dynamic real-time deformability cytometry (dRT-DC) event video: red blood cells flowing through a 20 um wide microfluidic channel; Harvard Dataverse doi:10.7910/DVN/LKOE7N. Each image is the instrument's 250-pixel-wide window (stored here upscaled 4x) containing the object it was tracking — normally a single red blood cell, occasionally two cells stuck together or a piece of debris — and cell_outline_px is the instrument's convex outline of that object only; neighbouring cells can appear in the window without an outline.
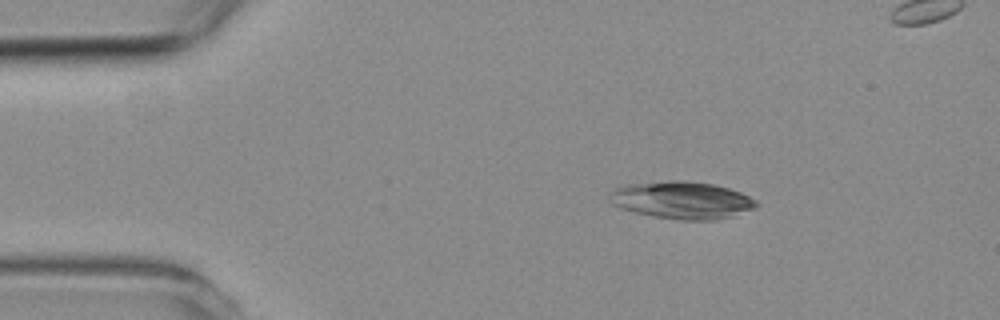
{"species": "common noctule bat (a hibernating species)", "species_latin": "Nyctalus noctula", "temperature_condition": "room temperature", "stored_images_in_passage": 8, "camera_frame_rate_fps": 3000, "um_per_image_px": 0.085, "animal": {"sex": "female", "body_mass_g": 19.3, "forearm_length_mm": 54.1}, "frame": {"image": 1, "passage_image": 3, "time_ms": 2.333, "image_size_px": [1000, 320], "cell_outline_px": [[760, 204], [752, 208], [732, 216], [712, 220], [680, 220], [652, 216], [620, 208], [612, 204], [608, 200], [608, 196], [612, 188], [628, 184], [672, 180], [680, 180], [712, 184], [728, 188], [740, 192], [756, 200]], "centroid_in_image_um": [57.9, 17.01], "position_along_channel_um": 27.1, "area_um2": 31.91}}